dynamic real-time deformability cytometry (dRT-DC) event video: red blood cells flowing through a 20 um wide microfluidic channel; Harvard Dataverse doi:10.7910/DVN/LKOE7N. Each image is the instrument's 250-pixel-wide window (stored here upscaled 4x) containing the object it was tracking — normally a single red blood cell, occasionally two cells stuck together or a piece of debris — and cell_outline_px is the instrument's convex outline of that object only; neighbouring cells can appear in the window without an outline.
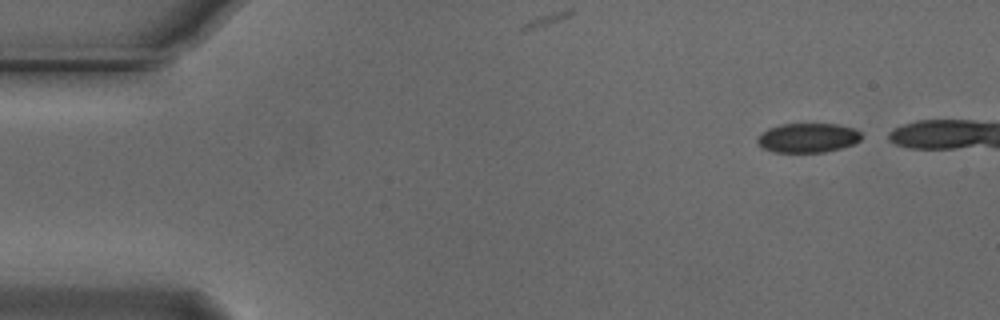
{"species": "Egyptian fruit bat (a non-hibernating species)", "species_latin": "Rousettus aegyptiacus", "temperature_condition": "cold", "stored_images_in_passage": 40, "camera_frame_rate_fps": 3000, "um_per_image_px": 0.085, "animal": {"sex": "male"}, "frame": {"image": 1, "passage_image": 1, "time_ms": 0.0, "image_size_px": [1000, 320], "cell_outline_px": [[860, 140], [852, 144], [840, 148], [824, 152], [776, 152], [764, 148], [756, 140], [768, 128], [780, 124], [836, 124], [852, 128], [860, 132]], "centroid_in_image_um": [68.66, 11.71], "position_along_channel_um": 16.3, "area_um2": 17.46}}
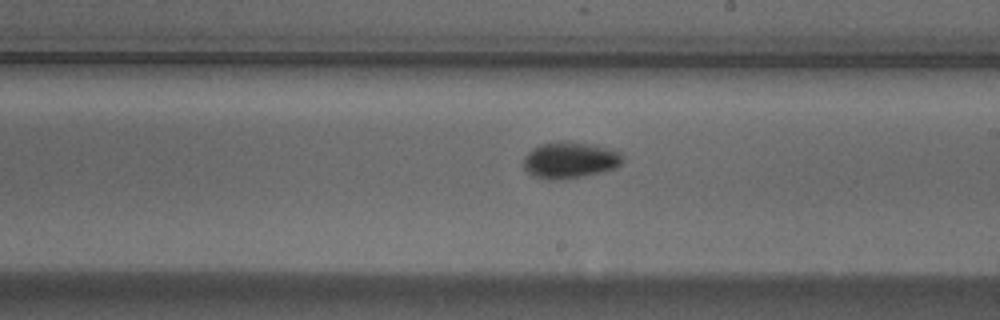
{"frame": {"image": 2, "passage_image": 27, "time_ms": 8.667, "image_size_px": [1000, 320], "cell_outline_px": [[624, 160], [616, 168], [584, 176], [560, 180], [548, 180], [532, 176], [524, 168], [524, 156], [532, 148], [540, 144], [560, 140], [568, 140], [592, 144], [612, 148], [620, 152], [624, 156]], "centroid_in_image_um": [48.45, 13.59], "position_along_channel_um": 240.5, "area_um2": 21.56}}
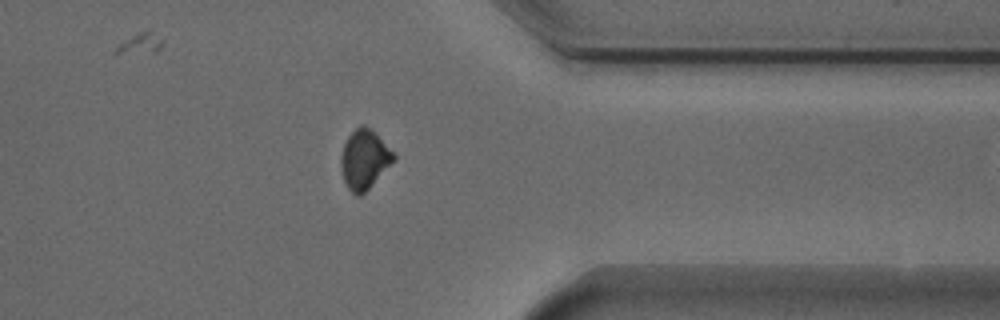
{"frame": {"image": 3, "passage_image": 39, "time_ms": 12.667, "image_size_px": [1000, 320], "cell_outline_px": [[396, 160], [360, 196], [356, 196], [348, 188], [344, 180], [340, 164], [340, 156], [344, 144], [348, 136], [360, 124], [364, 124], [396, 156]], "centroid_in_image_um": [30.94, 13.57], "position_along_channel_um": 380.5, "area_um2": 17.74}}